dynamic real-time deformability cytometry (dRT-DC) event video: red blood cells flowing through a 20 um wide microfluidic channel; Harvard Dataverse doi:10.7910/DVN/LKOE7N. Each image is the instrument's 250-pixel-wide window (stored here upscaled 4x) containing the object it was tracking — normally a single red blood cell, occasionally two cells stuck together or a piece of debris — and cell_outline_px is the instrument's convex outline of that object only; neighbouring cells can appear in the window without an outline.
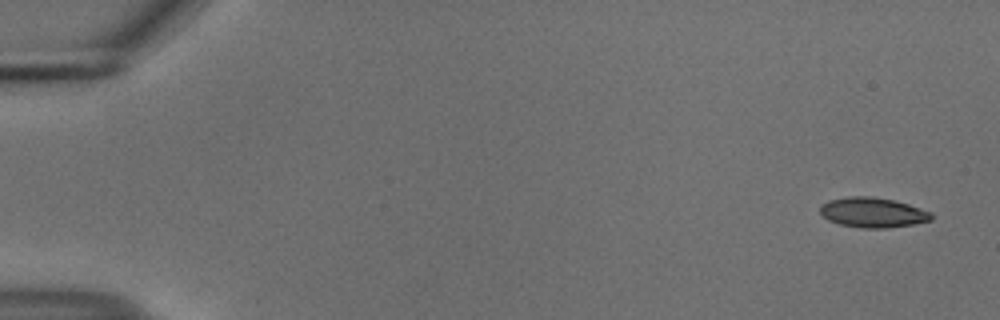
{"species": "common noctule bat (a hibernating species)", "species_latin": "Nyctalus noctula", "temperature_condition": "cold", "stored_images_in_passage": 53, "camera_frame_rate_fps": 3000, "um_per_image_px": 0.085, "animal": {"sex": "male", "body_mass_g": 18.8}, "frame": {"image": 1, "passage_image": 1, "time_ms": 0.0, "image_size_px": [1000, 320], "cell_outline_px": [[932, 220], [912, 224], [888, 228], [860, 228], [840, 224], [828, 220], [820, 212], [820, 204], [828, 200], [848, 196], [872, 196], [892, 200], [908, 204], [932, 212]], "centroid_in_image_um": [74.16, 18.06], "position_along_channel_um": 10.8, "area_um2": 19.48}}
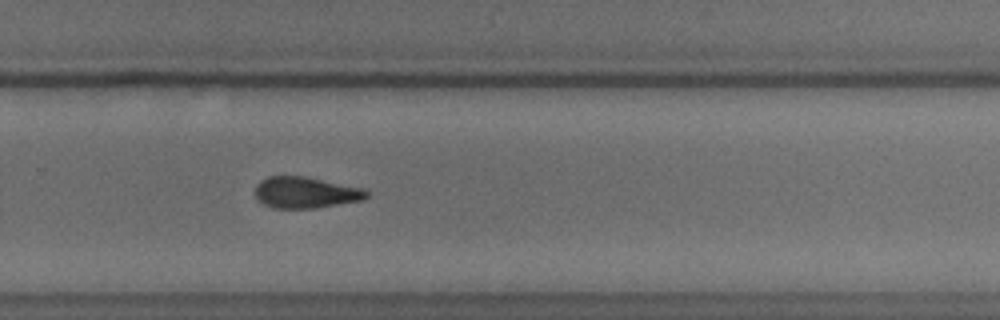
{"frame": {"image": 2, "passage_image": 36, "time_ms": 11.667, "image_size_px": [1000, 320], "cell_outline_px": [[368, 196], [364, 200], [316, 208], [272, 208], [256, 200], [256, 184], [260, 180], [268, 176], [304, 176], [364, 188], [368, 192]], "centroid_in_image_um": [25.97, 16.37], "position_along_channel_um": 303.8, "area_um2": 20.46}}
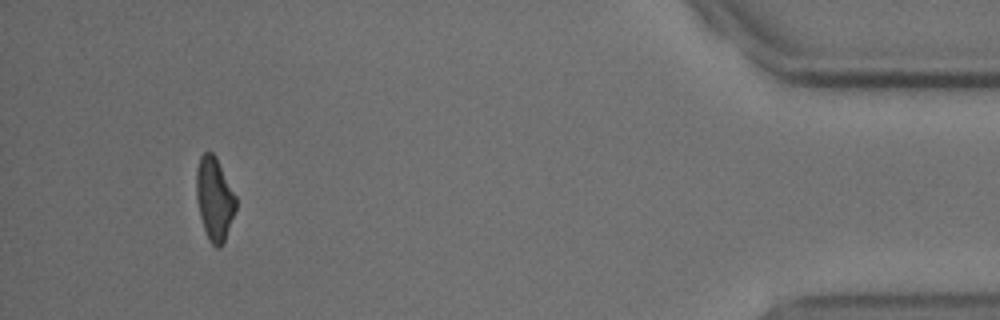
{"frame": {"image": 3, "passage_image": 50, "time_ms": 16.333, "image_size_px": [1000, 320], "cell_outline_px": [[236, 208], [224, 240], [220, 248], [216, 248], [208, 240], [200, 216], [196, 200], [196, 168], [200, 156], [204, 152], [212, 152], [216, 156], [236, 196]], "centroid_in_image_um": [18.21, 16.87], "position_along_channel_um": 417.0, "area_um2": 19.13}, "authors_computed_cell_mechanics": {"area_um2": 20.4612, "velocity_mm_per_s": 3.7282, "shape_relaxation_time_tau1_ms": 7.6454, "shape_relaxation_time_tau2_ms": 5.3198, "deformation_change_tau1": 0.1569, "deformation_change_tau2": 0.141}}